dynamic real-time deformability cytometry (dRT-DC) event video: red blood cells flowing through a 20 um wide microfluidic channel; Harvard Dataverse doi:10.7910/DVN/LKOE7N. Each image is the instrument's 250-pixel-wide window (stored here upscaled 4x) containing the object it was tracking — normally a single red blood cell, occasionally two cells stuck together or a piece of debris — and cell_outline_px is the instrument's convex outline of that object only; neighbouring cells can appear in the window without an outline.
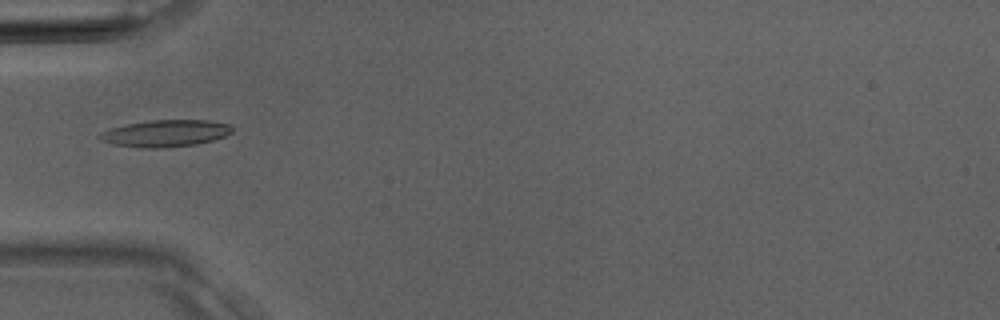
{"species": "Egyptian fruit bat (a non-hibernating species)", "species_latin": "Rousettus aegyptiacus", "temperature_condition": "room temperature", "stored_images_in_passage": 37, "camera_frame_rate_fps": 3000, "um_per_image_px": 0.085, "animal": {"sex": "male"}, "frame": {"image": 1, "passage_image": 13, "time_ms": 4.0, "image_size_px": [1000, 320], "cell_outline_px": [[232, 132], [224, 136], [212, 140], [196, 144], [156, 148], [148, 148], [112, 144], [100, 140], [96, 136], [100, 132], [112, 128], [128, 124], [148, 120], [208, 120], [232, 124]], "centroid_in_image_um": [14.06, 11.32], "position_along_channel_um": 70.9, "area_um2": 20.63}}
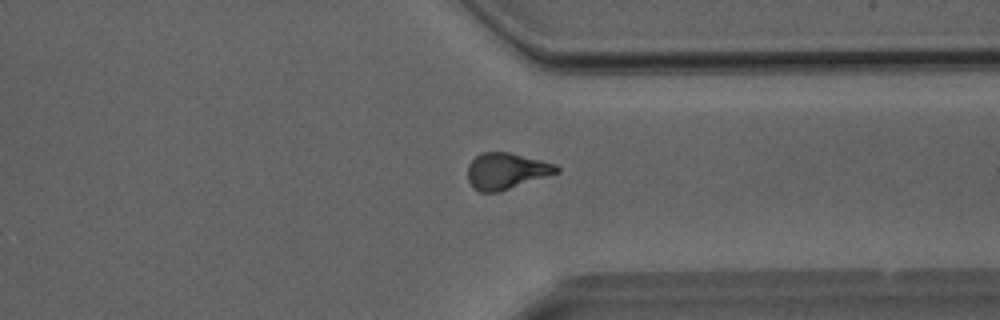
{"frame": {"image": 2, "passage_image": 29, "time_ms": 9.333, "image_size_px": [1000, 320], "cell_outline_px": [[560, 172], [500, 192], [480, 192], [472, 188], [468, 180], [468, 164], [480, 152], [508, 152], [556, 164], [560, 168]], "centroid_in_image_um": [43.02, 14.54], "position_along_channel_um": 368.4, "area_um2": 18.9}}
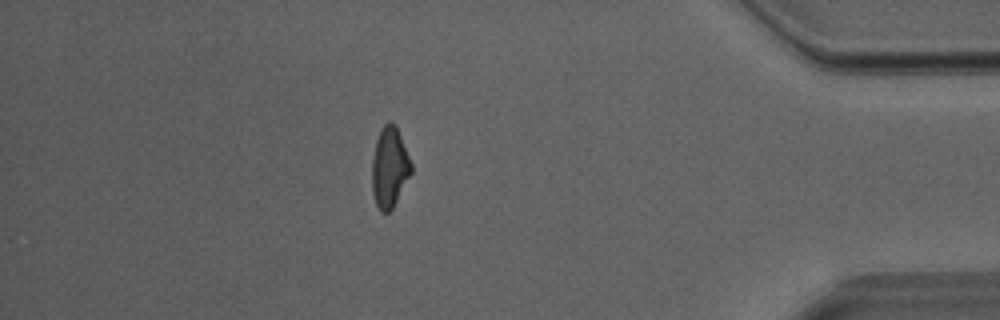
{"frame": {"image": 3, "passage_image": 33, "time_ms": 10.667, "image_size_px": [1000, 320], "cell_outline_px": [[412, 172], [392, 208], [388, 212], [380, 212], [376, 204], [372, 192], [372, 160], [376, 140], [380, 128], [388, 120], [392, 120], [396, 124], [412, 164]], "centroid_in_image_um": [33.1, 14.18], "position_along_channel_um": 402.1, "area_um2": 18.5}}